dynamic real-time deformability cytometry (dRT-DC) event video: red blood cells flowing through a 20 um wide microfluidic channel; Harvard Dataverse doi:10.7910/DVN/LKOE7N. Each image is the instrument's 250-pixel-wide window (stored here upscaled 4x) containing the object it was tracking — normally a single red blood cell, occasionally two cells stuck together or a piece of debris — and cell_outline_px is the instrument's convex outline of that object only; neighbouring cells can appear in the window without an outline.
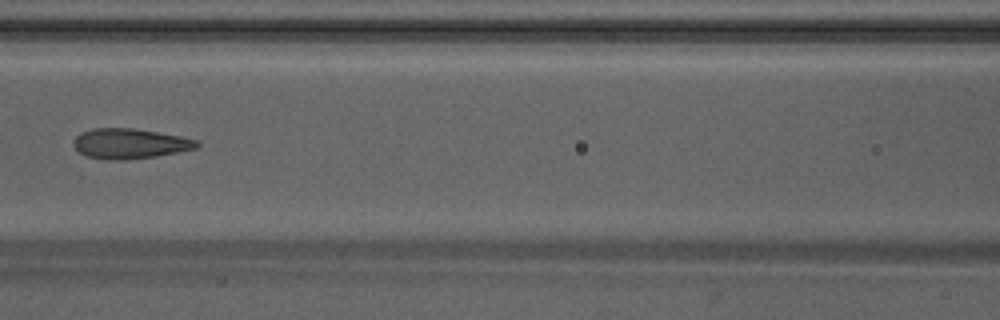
{"species": "Egyptian fruit bat (a non-hibernating species)", "species_latin": "Rousettus aegyptiacus", "temperature_condition": "warm", "stored_images_in_passage": 6, "camera_frame_rate_fps": 3000, "um_per_image_px": 0.085, "animal": {"sex": "male"}, "frame": {"image": 1, "passage_image": 6, "time_ms": 1.667, "image_size_px": [1000, 320], "cell_outline_px": [[200, 144], [196, 148], [156, 156], [128, 160], [108, 160], [88, 156], [80, 152], [72, 144], [72, 140], [80, 132], [92, 128], [132, 128], [180, 136], [200, 140]], "centroid_in_image_um": [11.02, 12.2], "position_along_channel_um": 155.6, "area_um2": 21.68}}